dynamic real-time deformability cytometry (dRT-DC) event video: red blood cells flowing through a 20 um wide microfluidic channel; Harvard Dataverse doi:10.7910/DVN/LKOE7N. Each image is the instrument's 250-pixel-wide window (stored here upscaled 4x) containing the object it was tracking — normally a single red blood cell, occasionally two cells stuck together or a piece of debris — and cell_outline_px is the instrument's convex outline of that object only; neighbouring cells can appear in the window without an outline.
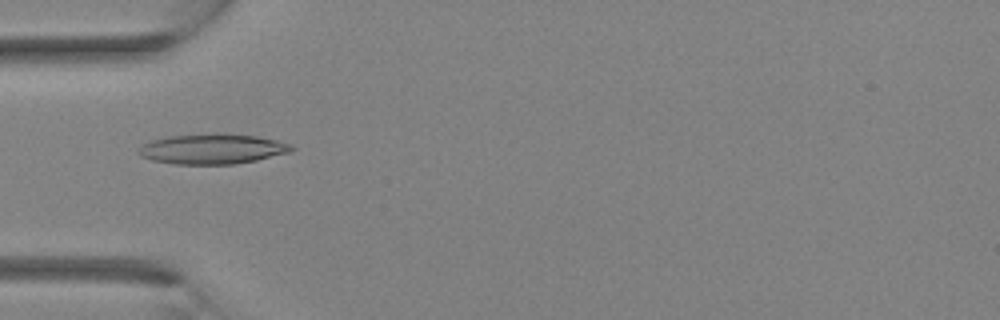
{"species": "Egyptian fruit bat (a non-hibernating species)", "species_latin": "Rousettus aegyptiacus", "temperature_condition": "room temperature", "stored_images_in_passage": 34, "camera_frame_rate_fps": 3000, "um_per_image_px": 0.085, "animal": {"sex": "female"}, "frame": {"image": 1, "passage_image": 11, "time_ms": 3.333, "image_size_px": [1000, 320], "cell_outline_px": [[296, 148], [292, 152], [256, 160], [236, 164], [176, 164], [152, 160], [140, 156], [136, 152], [144, 144], [152, 140], [168, 136], [256, 136], [276, 140], [292, 144]], "centroid_in_image_um": [18.08, 12.71], "position_along_channel_um": 66.9, "area_um2": 25.89}}
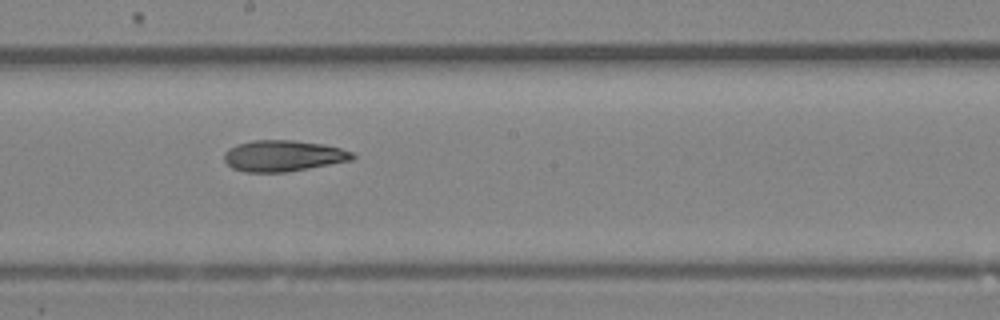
{"frame": {"image": 2, "passage_image": 19, "time_ms": 6.0, "image_size_px": [1000, 320], "cell_outline_px": [[356, 156], [352, 160], [308, 168], [284, 172], [244, 172], [232, 168], [224, 160], [224, 152], [228, 148], [236, 144], [252, 140], [292, 140], [324, 144], [340, 148], [352, 152]], "centroid_in_image_um": [24.04, 13.24], "position_along_channel_um": 224.2, "area_um2": 23.29}}
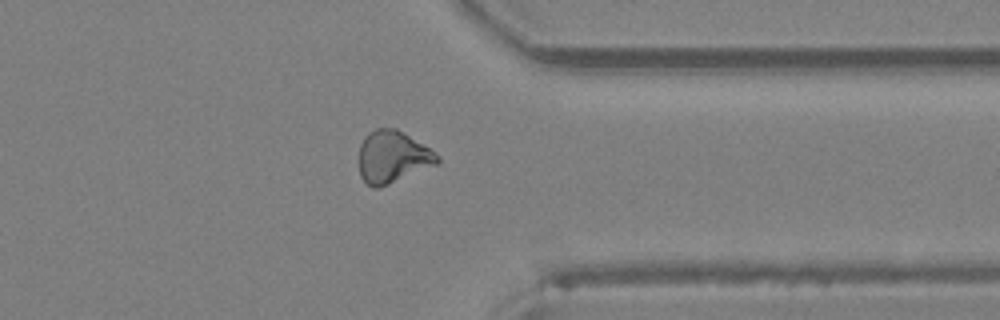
{"frame": {"image": 3, "passage_image": 27, "time_ms": 8.667, "image_size_px": [1000, 320], "cell_outline_px": [[440, 160], [436, 164], [388, 184], [376, 188], [372, 188], [360, 176], [360, 144], [364, 136], [368, 132], [376, 128], [396, 128], [428, 148], [440, 156]], "centroid_in_image_um": [33.34, 13.32], "position_along_channel_um": 378.1, "area_um2": 23.35}}